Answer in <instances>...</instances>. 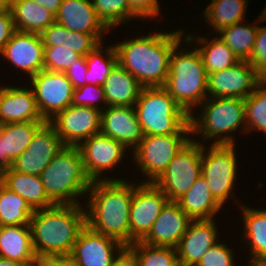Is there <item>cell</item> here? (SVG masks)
<instances>
[{
  "label": "cell",
  "instance_id": "cell-50",
  "mask_svg": "<svg viewBox=\"0 0 266 266\" xmlns=\"http://www.w3.org/2000/svg\"><path fill=\"white\" fill-rule=\"evenodd\" d=\"M32 1L44 6L54 15L58 13L59 7L62 3V0H32Z\"/></svg>",
  "mask_w": 266,
  "mask_h": 266
},
{
  "label": "cell",
  "instance_id": "cell-38",
  "mask_svg": "<svg viewBox=\"0 0 266 266\" xmlns=\"http://www.w3.org/2000/svg\"><path fill=\"white\" fill-rule=\"evenodd\" d=\"M92 3L98 18L110 31L117 25L139 19L131 11L128 0H93Z\"/></svg>",
  "mask_w": 266,
  "mask_h": 266
},
{
  "label": "cell",
  "instance_id": "cell-29",
  "mask_svg": "<svg viewBox=\"0 0 266 266\" xmlns=\"http://www.w3.org/2000/svg\"><path fill=\"white\" fill-rule=\"evenodd\" d=\"M9 8L16 31L41 34L55 22V15L32 0H10Z\"/></svg>",
  "mask_w": 266,
  "mask_h": 266
},
{
  "label": "cell",
  "instance_id": "cell-21",
  "mask_svg": "<svg viewBox=\"0 0 266 266\" xmlns=\"http://www.w3.org/2000/svg\"><path fill=\"white\" fill-rule=\"evenodd\" d=\"M191 221L192 219L176 202L169 201L141 242L153 246L176 248Z\"/></svg>",
  "mask_w": 266,
  "mask_h": 266
},
{
  "label": "cell",
  "instance_id": "cell-25",
  "mask_svg": "<svg viewBox=\"0 0 266 266\" xmlns=\"http://www.w3.org/2000/svg\"><path fill=\"white\" fill-rule=\"evenodd\" d=\"M240 211L243 218L242 236L249 249L248 264H257L266 257V207L255 209L241 205ZM249 247V248H248Z\"/></svg>",
  "mask_w": 266,
  "mask_h": 266
},
{
  "label": "cell",
  "instance_id": "cell-20",
  "mask_svg": "<svg viewBox=\"0 0 266 266\" xmlns=\"http://www.w3.org/2000/svg\"><path fill=\"white\" fill-rule=\"evenodd\" d=\"M100 133L133 150L144 137L134 107L107 106L101 111Z\"/></svg>",
  "mask_w": 266,
  "mask_h": 266
},
{
  "label": "cell",
  "instance_id": "cell-32",
  "mask_svg": "<svg viewBox=\"0 0 266 266\" xmlns=\"http://www.w3.org/2000/svg\"><path fill=\"white\" fill-rule=\"evenodd\" d=\"M46 121L0 124L2 144L6 154V168L19 157L31 143L36 131Z\"/></svg>",
  "mask_w": 266,
  "mask_h": 266
},
{
  "label": "cell",
  "instance_id": "cell-45",
  "mask_svg": "<svg viewBox=\"0 0 266 266\" xmlns=\"http://www.w3.org/2000/svg\"><path fill=\"white\" fill-rule=\"evenodd\" d=\"M86 56H79L73 64L65 71L69 81L72 83L74 89L84 86L86 84L87 73Z\"/></svg>",
  "mask_w": 266,
  "mask_h": 266
},
{
  "label": "cell",
  "instance_id": "cell-22",
  "mask_svg": "<svg viewBox=\"0 0 266 266\" xmlns=\"http://www.w3.org/2000/svg\"><path fill=\"white\" fill-rule=\"evenodd\" d=\"M29 88L0 84V124L45 121Z\"/></svg>",
  "mask_w": 266,
  "mask_h": 266
},
{
  "label": "cell",
  "instance_id": "cell-7",
  "mask_svg": "<svg viewBox=\"0 0 266 266\" xmlns=\"http://www.w3.org/2000/svg\"><path fill=\"white\" fill-rule=\"evenodd\" d=\"M133 107L144 136L191 134L190 115L164 87H142Z\"/></svg>",
  "mask_w": 266,
  "mask_h": 266
},
{
  "label": "cell",
  "instance_id": "cell-24",
  "mask_svg": "<svg viewBox=\"0 0 266 266\" xmlns=\"http://www.w3.org/2000/svg\"><path fill=\"white\" fill-rule=\"evenodd\" d=\"M0 182L23 197L33 210L55 206L49 199L41 177L14 171L11 167L0 171Z\"/></svg>",
  "mask_w": 266,
  "mask_h": 266
},
{
  "label": "cell",
  "instance_id": "cell-9",
  "mask_svg": "<svg viewBox=\"0 0 266 266\" xmlns=\"http://www.w3.org/2000/svg\"><path fill=\"white\" fill-rule=\"evenodd\" d=\"M191 135H145L131 151L135 166L143 173L141 176L146 178L142 181H156L167 169L175 155L192 139Z\"/></svg>",
  "mask_w": 266,
  "mask_h": 266
},
{
  "label": "cell",
  "instance_id": "cell-14",
  "mask_svg": "<svg viewBox=\"0 0 266 266\" xmlns=\"http://www.w3.org/2000/svg\"><path fill=\"white\" fill-rule=\"evenodd\" d=\"M65 146H79L100 133L101 110L70 105L48 121Z\"/></svg>",
  "mask_w": 266,
  "mask_h": 266
},
{
  "label": "cell",
  "instance_id": "cell-49",
  "mask_svg": "<svg viewBox=\"0 0 266 266\" xmlns=\"http://www.w3.org/2000/svg\"><path fill=\"white\" fill-rule=\"evenodd\" d=\"M111 266H138L133 252L125 247L113 260Z\"/></svg>",
  "mask_w": 266,
  "mask_h": 266
},
{
  "label": "cell",
  "instance_id": "cell-18",
  "mask_svg": "<svg viewBox=\"0 0 266 266\" xmlns=\"http://www.w3.org/2000/svg\"><path fill=\"white\" fill-rule=\"evenodd\" d=\"M0 56L21 70L28 79L43 70L44 45L38 33L15 31Z\"/></svg>",
  "mask_w": 266,
  "mask_h": 266
},
{
  "label": "cell",
  "instance_id": "cell-11",
  "mask_svg": "<svg viewBox=\"0 0 266 266\" xmlns=\"http://www.w3.org/2000/svg\"><path fill=\"white\" fill-rule=\"evenodd\" d=\"M133 183L129 209L130 245L141 241L150 231L154 221L169 202L154 182Z\"/></svg>",
  "mask_w": 266,
  "mask_h": 266
},
{
  "label": "cell",
  "instance_id": "cell-41",
  "mask_svg": "<svg viewBox=\"0 0 266 266\" xmlns=\"http://www.w3.org/2000/svg\"><path fill=\"white\" fill-rule=\"evenodd\" d=\"M103 35H91L70 31L66 28L65 48L71 49L80 56H86L93 51L99 44L105 42Z\"/></svg>",
  "mask_w": 266,
  "mask_h": 266
},
{
  "label": "cell",
  "instance_id": "cell-12",
  "mask_svg": "<svg viewBox=\"0 0 266 266\" xmlns=\"http://www.w3.org/2000/svg\"><path fill=\"white\" fill-rule=\"evenodd\" d=\"M37 108L45 121L71 105L74 87L64 72L41 70L29 78Z\"/></svg>",
  "mask_w": 266,
  "mask_h": 266
},
{
  "label": "cell",
  "instance_id": "cell-35",
  "mask_svg": "<svg viewBox=\"0 0 266 266\" xmlns=\"http://www.w3.org/2000/svg\"><path fill=\"white\" fill-rule=\"evenodd\" d=\"M104 42L86 55V84L103 86L113 67L118 63L114 45L106 46ZM104 48V49H103ZM103 49V50H102Z\"/></svg>",
  "mask_w": 266,
  "mask_h": 266
},
{
  "label": "cell",
  "instance_id": "cell-17",
  "mask_svg": "<svg viewBox=\"0 0 266 266\" xmlns=\"http://www.w3.org/2000/svg\"><path fill=\"white\" fill-rule=\"evenodd\" d=\"M124 248L118 240L96 232L86 224L77 237L70 257L75 266H111Z\"/></svg>",
  "mask_w": 266,
  "mask_h": 266
},
{
  "label": "cell",
  "instance_id": "cell-30",
  "mask_svg": "<svg viewBox=\"0 0 266 266\" xmlns=\"http://www.w3.org/2000/svg\"><path fill=\"white\" fill-rule=\"evenodd\" d=\"M196 36L195 38L193 34H185L189 42L193 43L194 46L196 45L195 47L200 53L207 74L224 70L240 61L217 34L212 39Z\"/></svg>",
  "mask_w": 266,
  "mask_h": 266
},
{
  "label": "cell",
  "instance_id": "cell-26",
  "mask_svg": "<svg viewBox=\"0 0 266 266\" xmlns=\"http://www.w3.org/2000/svg\"><path fill=\"white\" fill-rule=\"evenodd\" d=\"M0 257L32 266L36 255L30 225L0 226Z\"/></svg>",
  "mask_w": 266,
  "mask_h": 266
},
{
  "label": "cell",
  "instance_id": "cell-36",
  "mask_svg": "<svg viewBox=\"0 0 266 266\" xmlns=\"http://www.w3.org/2000/svg\"><path fill=\"white\" fill-rule=\"evenodd\" d=\"M244 102L247 133L259 131L266 135V80H262Z\"/></svg>",
  "mask_w": 266,
  "mask_h": 266
},
{
  "label": "cell",
  "instance_id": "cell-56",
  "mask_svg": "<svg viewBox=\"0 0 266 266\" xmlns=\"http://www.w3.org/2000/svg\"><path fill=\"white\" fill-rule=\"evenodd\" d=\"M262 11H263V13H264V15H265V17H266V7H265V9L262 10Z\"/></svg>",
  "mask_w": 266,
  "mask_h": 266
},
{
  "label": "cell",
  "instance_id": "cell-43",
  "mask_svg": "<svg viewBox=\"0 0 266 266\" xmlns=\"http://www.w3.org/2000/svg\"><path fill=\"white\" fill-rule=\"evenodd\" d=\"M248 62L255 68L257 75L266 80V25H258L254 48Z\"/></svg>",
  "mask_w": 266,
  "mask_h": 266
},
{
  "label": "cell",
  "instance_id": "cell-27",
  "mask_svg": "<svg viewBox=\"0 0 266 266\" xmlns=\"http://www.w3.org/2000/svg\"><path fill=\"white\" fill-rule=\"evenodd\" d=\"M107 106L133 107L142 86L138 80L117 63L103 85Z\"/></svg>",
  "mask_w": 266,
  "mask_h": 266
},
{
  "label": "cell",
  "instance_id": "cell-47",
  "mask_svg": "<svg viewBox=\"0 0 266 266\" xmlns=\"http://www.w3.org/2000/svg\"><path fill=\"white\" fill-rule=\"evenodd\" d=\"M15 31L16 30L10 8L7 7L1 9L0 10V51L9 42Z\"/></svg>",
  "mask_w": 266,
  "mask_h": 266
},
{
  "label": "cell",
  "instance_id": "cell-3",
  "mask_svg": "<svg viewBox=\"0 0 266 266\" xmlns=\"http://www.w3.org/2000/svg\"><path fill=\"white\" fill-rule=\"evenodd\" d=\"M29 225L36 257L70 255L86 225L85 205H55L34 210Z\"/></svg>",
  "mask_w": 266,
  "mask_h": 266
},
{
  "label": "cell",
  "instance_id": "cell-1",
  "mask_svg": "<svg viewBox=\"0 0 266 266\" xmlns=\"http://www.w3.org/2000/svg\"><path fill=\"white\" fill-rule=\"evenodd\" d=\"M114 44L118 63L133 75L142 87H164L174 47L184 39L183 29L155 30Z\"/></svg>",
  "mask_w": 266,
  "mask_h": 266
},
{
  "label": "cell",
  "instance_id": "cell-46",
  "mask_svg": "<svg viewBox=\"0 0 266 266\" xmlns=\"http://www.w3.org/2000/svg\"><path fill=\"white\" fill-rule=\"evenodd\" d=\"M40 35L44 46L65 47L66 28L56 22L47 27Z\"/></svg>",
  "mask_w": 266,
  "mask_h": 266
},
{
  "label": "cell",
  "instance_id": "cell-53",
  "mask_svg": "<svg viewBox=\"0 0 266 266\" xmlns=\"http://www.w3.org/2000/svg\"><path fill=\"white\" fill-rule=\"evenodd\" d=\"M10 0H0V10L9 7Z\"/></svg>",
  "mask_w": 266,
  "mask_h": 266
},
{
  "label": "cell",
  "instance_id": "cell-40",
  "mask_svg": "<svg viewBox=\"0 0 266 266\" xmlns=\"http://www.w3.org/2000/svg\"><path fill=\"white\" fill-rule=\"evenodd\" d=\"M98 104H102L103 107ZM71 105L104 110L107 107V103L103 86L85 84L74 89Z\"/></svg>",
  "mask_w": 266,
  "mask_h": 266
},
{
  "label": "cell",
  "instance_id": "cell-48",
  "mask_svg": "<svg viewBox=\"0 0 266 266\" xmlns=\"http://www.w3.org/2000/svg\"><path fill=\"white\" fill-rule=\"evenodd\" d=\"M32 266H75L70 255L39 256Z\"/></svg>",
  "mask_w": 266,
  "mask_h": 266
},
{
  "label": "cell",
  "instance_id": "cell-31",
  "mask_svg": "<svg viewBox=\"0 0 266 266\" xmlns=\"http://www.w3.org/2000/svg\"><path fill=\"white\" fill-rule=\"evenodd\" d=\"M244 22L223 28L217 35L240 61H249L254 48L258 24L266 22V17L262 11L257 19L252 22L253 24H249V21L247 22L248 24Z\"/></svg>",
  "mask_w": 266,
  "mask_h": 266
},
{
  "label": "cell",
  "instance_id": "cell-44",
  "mask_svg": "<svg viewBox=\"0 0 266 266\" xmlns=\"http://www.w3.org/2000/svg\"><path fill=\"white\" fill-rule=\"evenodd\" d=\"M131 11L139 20L157 19L162 14L159 0H128Z\"/></svg>",
  "mask_w": 266,
  "mask_h": 266
},
{
  "label": "cell",
  "instance_id": "cell-23",
  "mask_svg": "<svg viewBox=\"0 0 266 266\" xmlns=\"http://www.w3.org/2000/svg\"><path fill=\"white\" fill-rule=\"evenodd\" d=\"M55 22L79 33L105 36L110 32L98 18L93 3L86 0H62Z\"/></svg>",
  "mask_w": 266,
  "mask_h": 266
},
{
  "label": "cell",
  "instance_id": "cell-6",
  "mask_svg": "<svg viewBox=\"0 0 266 266\" xmlns=\"http://www.w3.org/2000/svg\"><path fill=\"white\" fill-rule=\"evenodd\" d=\"M40 177L55 205L85 204L79 199L87 195L92 182L86 175L78 146H64Z\"/></svg>",
  "mask_w": 266,
  "mask_h": 266
},
{
  "label": "cell",
  "instance_id": "cell-52",
  "mask_svg": "<svg viewBox=\"0 0 266 266\" xmlns=\"http://www.w3.org/2000/svg\"><path fill=\"white\" fill-rule=\"evenodd\" d=\"M0 266H27L24 262L13 261L0 257Z\"/></svg>",
  "mask_w": 266,
  "mask_h": 266
},
{
  "label": "cell",
  "instance_id": "cell-28",
  "mask_svg": "<svg viewBox=\"0 0 266 266\" xmlns=\"http://www.w3.org/2000/svg\"><path fill=\"white\" fill-rule=\"evenodd\" d=\"M176 203L192 219H214L223 206L213 197L208 183L200 176Z\"/></svg>",
  "mask_w": 266,
  "mask_h": 266
},
{
  "label": "cell",
  "instance_id": "cell-2",
  "mask_svg": "<svg viewBox=\"0 0 266 266\" xmlns=\"http://www.w3.org/2000/svg\"><path fill=\"white\" fill-rule=\"evenodd\" d=\"M133 182L103 180L91 183L84 204L86 224L96 232L112 237L125 247L130 246L129 209Z\"/></svg>",
  "mask_w": 266,
  "mask_h": 266
},
{
  "label": "cell",
  "instance_id": "cell-39",
  "mask_svg": "<svg viewBox=\"0 0 266 266\" xmlns=\"http://www.w3.org/2000/svg\"><path fill=\"white\" fill-rule=\"evenodd\" d=\"M79 56L65 47L44 46L43 70L65 73Z\"/></svg>",
  "mask_w": 266,
  "mask_h": 266
},
{
  "label": "cell",
  "instance_id": "cell-34",
  "mask_svg": "<svg viewBox=\"0 0 266 266\" xmlns=\"http://www.w3.org/2000/svg\"><path fill=\"white\" fill-rule=\"evenodd\" d=\"M33 212L23 197L0 182V226L29 225Z\"/></svg>",
  "mask_w": 266,
  "mask_h": 266
},
{
  "label": "cell",
  "instance_id": "cell-5",
  "mask_svg": "<svg viewBox=\"0 0 266 266\" xmlns=\"http://www.w3.org/2000/svg\"><path fill=\"white\" fill-rule=\"evenodd\" d=\"M198 107L200 114L190 115L191 136H201V140L193 137L194 141L202 145L210 140H214L211 145H234L233 133H247L244 99L207 97Z\"/></svg>",
  "mask_w": 266,
  "mask_h": 266
},
{
  "label": "cell",
  "instance_id": "cell-37",
  "mask_svg": "<svg viewBox=\"0 0 266 266\" xmlns=\"http://www.w3.org/2000/svg\"><path fill=\"white\" fill-rule=\"evenodd\" d=\"M128 248L133 252L138 266H176V248L153 246L141 241L132 243Z\"/></svg>",
  "mask_w": 266,
  "mask_h": 266
},
{
  "label": "cell",
  "instance_id": "cell-33",
  "mask_svg": "<svg viewBox=\"0 0 266 266\" xmlns=\"http://www.w3.org/2000/svg\"><path fill=\"white\" fill-rule=\"evenodd\" d=\"M249 0H212L202 13L204 22L215 33L233 24L245 21Z\"/></svg>",
  "mask_w": 266,
  "mask_h": 266
},
{
  "label": "cell",
  "instance_id": "cell-54",
  "mask_svg": "<svg viewBox=\"0 0 266 266\" xmlns=\"http://www.w3.org/2000/svg\"><path fill=\"white\" fill-rule=\"evenodd\" d=\"M259 266H266V257L263 258L259 263H257Z\"/></svg>",
  "mask_w": 266,
  "mask_h": 266
},
{
  "label": "cell",
  "instance_id": "cell-16",
  "mask_svg": "<svg viewBox=\"0 0 266 266\" xmlns=\"http://www.w3.org/2000/svg\"><path fill=\"white\" fill-rule=\"evenodd\" d=\"M262 81L248 61L208 74V97L246 99Z\"/></svg>",
  "mask_w": 266,
  "mask_h": 266
},
{
  "label": "cell",
  "instance_id": "cell-15",
  "mask_svg": "<svg viewBox=\"0 0 266 266\" xmlns=\"http://www.w3.org/2000/svg\"><path fill=\"white\" fill-rule=\"evenodd\" d=\"M64 146L54 127L46 121L36 131L27 149L13 161L11 168L24 174L40 176Z\"/></svg>",
  "mask_w": 266,
  "mask_h": 266
},
{
  "label": "cell",
  "instance_id": "cell-4",
  "mask_svg": "<svg viewBox=\"0 0 266 266\" xmlns=\"http://www.w3.org/2000/svg\"><path fill=\"white\" fill-rule=\"evenodd\" d=\"M188 45H191L190 49ZM207 81L208 74L199 51L184 37L172 50L164 88L175 102L191 115L208 97Z\"/></svg>",
  "mask_w": 266,
  "mask_h": 266
},
{
  "label": "cell",
  "instance_id": "cell-55",
  "mask_svg": "<svg viewBox=\"0 0 266 266\" xmlns=\"http://www.w3.org/2000/svg\"><path fill=\"white\" fill-rule=\"evenodd\" d=\"M247 266H259L258 264H249Z\"/></svg>",
  "mask_w": 266,
  "mask_h": 266
},
{
  "label": "cell",
  "instance_id": "cell-19",
  "mask_svg": "<svg viewBox=\"0 0 266 266\" xmlns=\"http://www.w3.org/2000/svg\"><path fill=\"white\" fill-rule=\"evenodd\" d=\"M214 219L192 220L177 247L178 263L196 266L201 257L219 242V227Z\"/></svg>",
  "mask_w": 266,
  "mask_h": 266
},
{
  "label": "cell",
  "instance_id": "cell-8",
  "mask_svg": "<svg viewBox=\"0 0 266 266\" xmlns=\"http://www.w3.org/2000/svg\"><path fill=\"white\" fill-rule=\"evenodd\" d=\"M202 145V177L213 197L224 206L234 195L238 173L236 144ZM230 198V199H229Z\"/></svg>",
  "mask_w": 266,
  "mask_h": 266
},
{
  "label": "cell",
  "instance_id": "cell-42",
  "mask_svg": "<svg viewBox=\"0 0 266 266\" xmlns=\"http://www.w3.org/2000/svg\"><path fill=\"white\" fill-rule=\"evenodd\" d=\"M233 254L235 253L232 247L219 241L206 251L196 266H237Z\"/></svg>",
  "mask_w": 266,
  "mask_h": 266
},
{
  "label": "cell",
  "instance_id": "cell-10",
  "mask_svg": "<svg viewBox=\"0 0 266 266\" xmlns=\"http://www.w3.org/2000/svg\"><path fill=\"white\" fill-rule=\"evenodd\" d=\"M202 175V144L191 139L154 183L171 202H176Z\"/></svg>",
  "mask_w": 266,
  "mask_h": 266
},
{
  "label": "cell",
  "instance_id": "cell-13",
  "mask_svg": "<svg viewBox=\"0 0 266 266\" xmlns=\"http://www.w3.org/2000/svg\"><path fill=\"white\" fill-rule=\"evenodd\" d=\"M87 177L94 181L123 180L105 175V171H112L125 158L127 148L119 141L102 133L92 135L79 146ZM104 173V174H103ZM106 176V177H105Z\"/></svg>",
  "mask_w": 266,
  "mask_h": 266
},
{
  "label": "cell",
  "instance_id": "cell-51",
  "mask_svg": "<svg viewBox=\"0 0 266 266\" xmlns=\"http://www.w3.org/2000/svg\"><path fill=\"white\" fill-rule=\"evenodd\" d=\"M6 169V154L2 144L1 131H0V171Z\"/></svg>",
  "mask_w": 266,
  "mask_h": 266
}]
</instances>
